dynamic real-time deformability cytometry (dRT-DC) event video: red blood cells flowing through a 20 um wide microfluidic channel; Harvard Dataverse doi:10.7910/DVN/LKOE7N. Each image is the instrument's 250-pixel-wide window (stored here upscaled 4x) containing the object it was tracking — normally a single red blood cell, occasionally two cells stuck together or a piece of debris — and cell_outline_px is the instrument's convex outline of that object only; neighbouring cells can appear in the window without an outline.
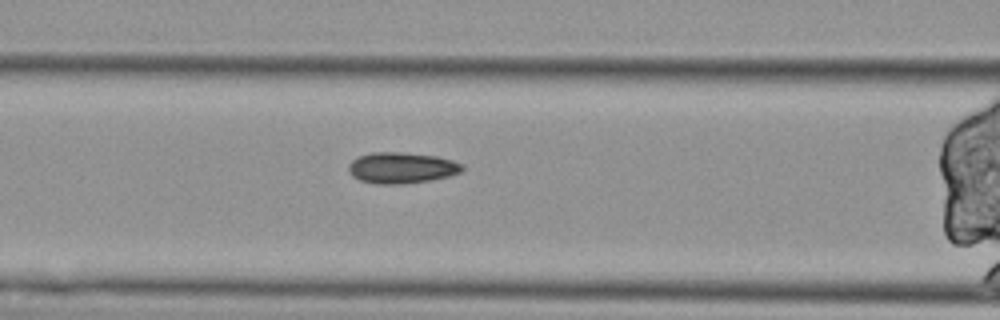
{"species": "Egyptian fruit bat (a non-hibernating species)", "species_latin": "Rousettus aegyptiacus", "temperature_condition": "cold", "stored_images_in_passage": 52, "segment_of_instrument_passage": [2, 2], "camera_frame_rate_fps": 3000, "um_per_image_px": 0.085, "animal": {"sex": "female"}, "frame": {"image": 1, "passage_image": 22, "time_ms": 7.0, "image_size_px": [1000, 320], "cell_outline_px": [[464, 168], [460, 172], [448, 176], [428, 180], [404, 184], [376, 184], [360, 180], [352, 176], [348, 172], [348, 164], [356, 156], [372, 152], [400, 152], [436, 156], [452, 160], [464, 164]], "centroid_in_image_um": [34.09, 14.26], "position_along_channel_um": 132.5, "area_um2": 20.69}}
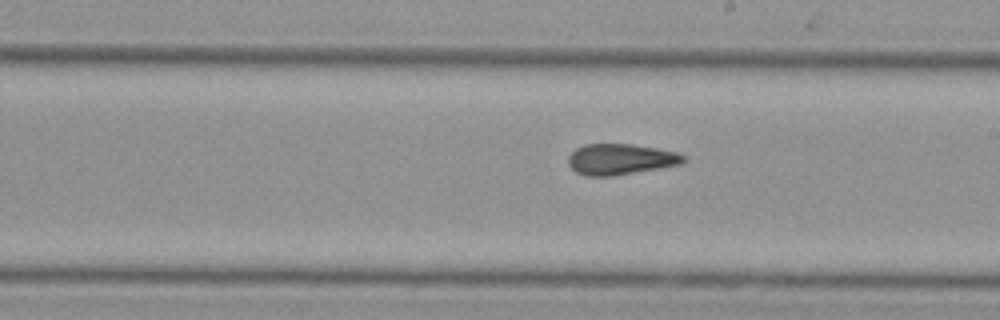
{"frame": {"image": 2, "passage_image": 31, "time_ms": 10.0, "image_size_px": [1000, 320], "cell_outline_px": [[684, 160], [680, 164], [612, 176], [584, 176], [576, 172], [568, 164], [568, 156], [576, 148], [584, 144], [632, 144], [656, 148], [676, 152], [684, 156]], "centroid_in_image_um": [52.68, 13.53], "position_along_channel_um": 236.3, "area_um2": 20.52}}
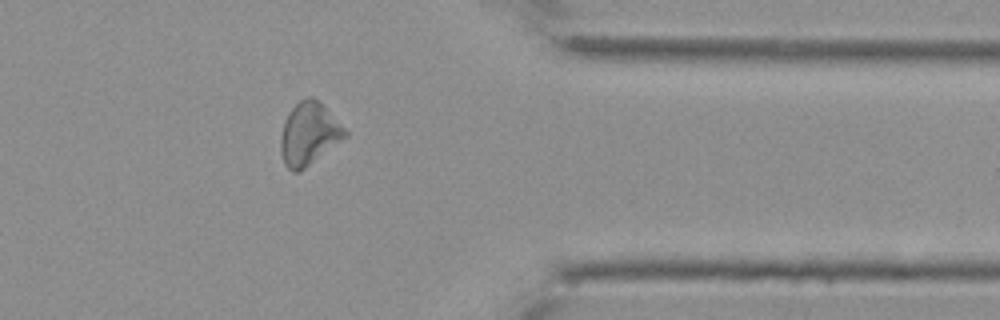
{"frame": {"image": 3, "passage_image": 45, "time_ms": 14.667, "image_size_px": [1000, 320], "cell_outline_px": [[348, 136], [304, 168], [296, 172], [292, 172], [284, 164], [280, 152], [280, 136], [288, 112], [300, 100], [308, 96], [312, 96], [320, 100], [348, 132]], "centroid_in_image_um": [26.26, 11.35], "position_along_channel_um": 385.1, "area_um2": 23.47}}